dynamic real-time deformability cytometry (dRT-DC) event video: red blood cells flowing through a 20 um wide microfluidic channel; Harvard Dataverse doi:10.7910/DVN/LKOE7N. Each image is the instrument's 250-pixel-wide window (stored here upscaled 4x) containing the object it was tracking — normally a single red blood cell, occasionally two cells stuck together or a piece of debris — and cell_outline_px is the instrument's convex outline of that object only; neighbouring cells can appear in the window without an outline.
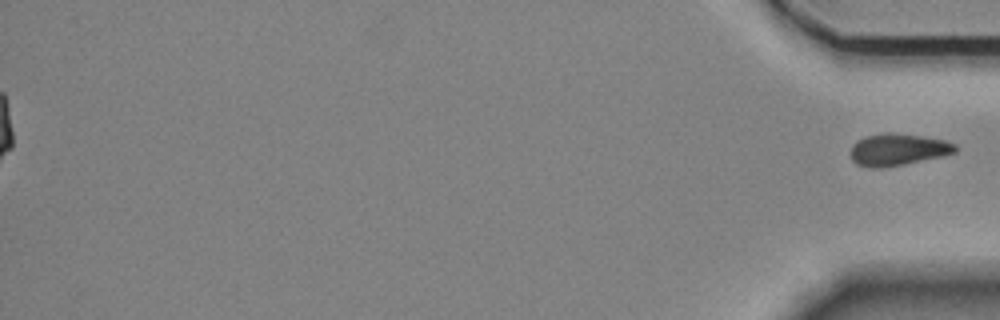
{"species": "Egyptian fruit bat (a non-hibernating species)", "species_latin": "Rousettus aegyptiacus", "temperature_condition": "room temperature", "stored_images_in_passage": 57, "segment_of_instrument_passage": [2, 2], "camera_frame_rate_fps": 3000, "um_per_image_px": 0.085, "animal": {"sex": "female"}, "frame": {"image": 1, "passage_image": 57, "time_ms": 18.667, "image_size_px": [1000, 320], "cell_outline_px": [[956, 152], [940, 156], [904, 164], [884, 168], [872, 168], [856, 164], [852, 160], [852, 144], [856, 140], [864, 136], [920, 136], [944, 140], [956, 144]], "centroid_in_image_um": [76.3, 12.77], "position_along_channel_um": 358.9, "area_um2": 18.5}}